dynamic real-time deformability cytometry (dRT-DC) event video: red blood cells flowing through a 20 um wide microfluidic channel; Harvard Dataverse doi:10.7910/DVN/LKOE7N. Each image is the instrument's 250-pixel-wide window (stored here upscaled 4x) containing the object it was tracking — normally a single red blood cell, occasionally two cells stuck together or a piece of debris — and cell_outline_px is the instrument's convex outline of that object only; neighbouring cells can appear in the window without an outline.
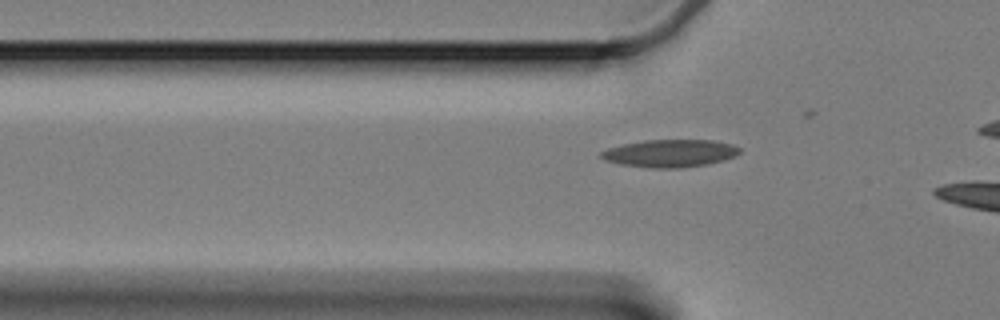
{"species": "Egyptian fruit bat (a non-hibernating species)", "species_latin": "Rousettus aegyptiacus", "temperature_condition": "cold", "stored_images_in_passage": 7, "camera_frame_rate_fps": 3000, "um_per_image_px": 0.085, "animal": {"sex": "female"}, "frame": {"image": 1, "passage_image": 5, "time_ms": 1.333, "image_size_px": [1000, 320], "cell_outline_px": [[740, 152], [736, 156], [724, 160], [708, 164], [680, 168], [652, 168], [620, 164], [604, 160], [600, 156], [600, 152], [608, 148], [624, 144], [644, 140], [712, 140], [732, 144], [740, 148]], "centroid_in_image_um": [56.96, 13.03], "position_along_channel_um": 68.8, "area_um2": 22.31}}